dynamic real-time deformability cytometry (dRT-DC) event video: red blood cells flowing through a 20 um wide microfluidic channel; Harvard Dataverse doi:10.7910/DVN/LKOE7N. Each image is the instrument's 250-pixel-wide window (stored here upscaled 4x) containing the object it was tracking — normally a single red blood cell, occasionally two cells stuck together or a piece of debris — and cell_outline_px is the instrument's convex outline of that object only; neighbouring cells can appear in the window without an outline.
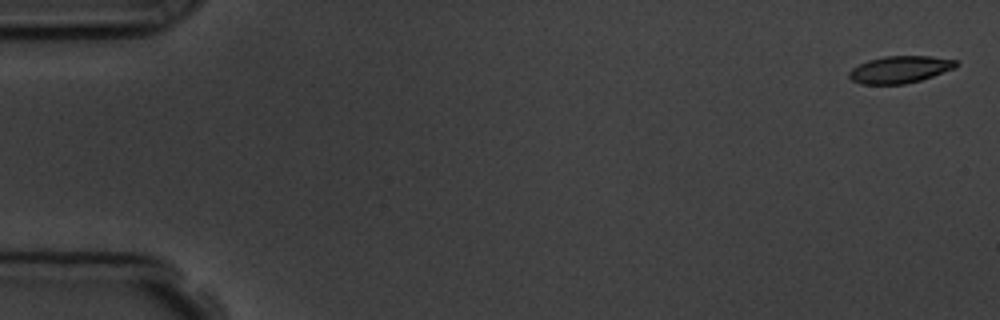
{"species": "common noctule bat (a hibernating species)", "species_latin": "Nyctalus noctula", "temperature_condition": "room temperature", "stored_images_in_passage": 9, "camera_frame_rate_fps": 3000, "um_per_image_px": 0.085, "animal": {"sex": "male", "body_mass_g": 19.5, "forearm_length_mm": 54.6}, "frame": {"image": 1, "passage_image": 1, "time_ms": 0.0, "image_size_px": [1000, 320], "cell_outline_px": [[956, 68], [920, 80], [904, 84], [860, 84], [852, 80], [848, 76], [848, 72], [852, 68], [868, 60], [884, 56], [932, 56], [956, 60]], "centroid_in_image_um": [76.47, 5.9], "position_along_channel_um": 8.5, "area_um2": 16.82}}